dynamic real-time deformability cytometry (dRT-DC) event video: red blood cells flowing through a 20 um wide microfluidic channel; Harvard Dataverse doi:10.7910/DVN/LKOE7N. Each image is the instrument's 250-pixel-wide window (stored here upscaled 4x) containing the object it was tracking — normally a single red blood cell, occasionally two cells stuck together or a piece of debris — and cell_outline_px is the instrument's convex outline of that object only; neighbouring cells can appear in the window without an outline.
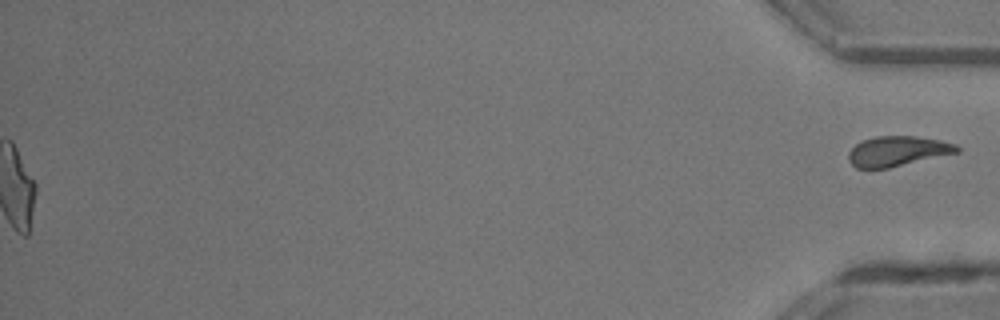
{"species": "common noctule bat (a hibernating species)", "species_latin": "Nyctalus noctula", "temperature_condition": "room temperature", "stored_images_in_passage": 41, "segment_of_instrument_passage": [2, 2], "camera_frame_rate_fps": 3000, "um_per_image_px": 0.085, "animal": {"sex": "male", "body_mass_g": 13.3}, "frame": {"image": 1, "passage_image": 41, "time_ms": 13.333, "image_size_px": [1000, 320], "cell_outline_px": [[960, 152], [888, 168], [856, 168], [848, 160], [848, 152], [856, 144], [864, 140], [876, 136], [916, 136], [940, 140], [956, 144], [960, 148]], "centroid_in_image_um": [76.31, 12.85], "position_along_channel_um": 358.9, "area_um2": 18.96}}